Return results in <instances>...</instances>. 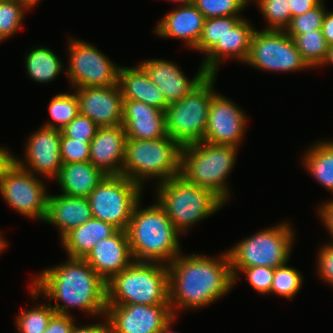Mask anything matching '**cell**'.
<instances>
[{"label": "cell", "mask_w": 333, "mask_h": 333, "mask_svg": "<svg viewBox=\"0 0 333 333\" xmlns=\"http://www.w3.org/2000/svg\"><path fill=\"white\" fill-rule=\"evenodd\" d=\"M135 205L126 230L134 261L170 264L182 251V234L157 203L143 208ZM142 207V208H140Z\"/></svg>", "instance_id": "cell-3"}, {"label": "cell", "mask_w": 333, "mask_h": 333, "mask_svg": "<svg viewBox=\"0 0 333 333\" xmlns=\"http://www.w3.org/2000/svg\"><path fill=\"white\" fill-rule=\"evenodd\" d=\"M317 213L320 216L319 219H321L331 235L330 238H332L331 242L333 243V199L327 200L326 202H323V204L321 203L320 206H318Z\"/></svg>", "instance_id": "cell-44"}, {"label": "cell", "mask_w": 333, "mask_h": 333, "mask_svg": "<svg viewBox=\"0 0 333 333\" xmlns=\"http://www.w3.org/2000/svg\"><path fill=\"white\" fill-rule=\"evenodd\" d=\"M65 263L46 268L30 282L33 300L46 297L56 314L70 315L78 308L90 316L103 318L107 308L106 282L84 258L67 257ZM64 303L60 305L59 303Z\"/></svg>", "instance_id": "cell-1"}, {"label": "cell", "mask_w": 333, "mask_h": 333, "mask_svg": "<svg viewBox=\"0 0 333 333\" xmlns=\"http://www.w3.org/2000/svg\"><path fill=\"white\" fill-rule=\"evenodd\" d=\"M322 247H319V251L317 253V266L316 270L318 272V276L325 282L328 283L329 286H333V243L328 242Z\"/></svg>", "instance_id": "cell-42"}, {"label": "cell", "mask_w": 333, "mask_h": 333, "mask_svg": "<svg viewBox=\"0 0 333 333\" xmlns=\"http://www.w3.org/2000/svg\"><path fill=\"white\" fill-rule=\"evenodd\" d=\"M321 2L322 0H290L291 18L312 10Z\"/></svg>", "instance_id": "cell-46"}, {"label": "cell", "mask_w": 333, "mask_h": 333, "mask_svg": "<svg viewBox=\"0 0 333 333\" xmlns=\"http://www.w3.org/2000/svg\"><path fill=\"white\" fill-rule=\"evenodd\" d=\"M217 75L205 79L181 100L169 104L164 111L168 136L181 147L203 141L208 122Z\"/></svg>", "instance_id": "cell-8"}, {"label": "cell", "mask_w": 333, "mask_h": 333, "mask_svg": "<svg viewBox=\"0 0 333 333\" xmlns=\"http://www.w3.org/2000/svg\"><path fill=\"white\" fill-rule=\"evenodd\" d=\"M14 155L5 146H0V178L5 169L13 162Z\"/></svg>", "instance_id": "cell-48"}, {"label": "cell", "mask_w": 333, "mask_h": 333, "mask_svg": "<svg viewBox=\"0 0 333 333\" xmlns=\"http://www.w3.org/2000/svg\"><path fill=\"white\" fill-rule=\"evenodd\" d=\"M36 176L13 160L0 178V195L19 214L44 222L49 194L45 181Z\"/></svg>", "instance_id": "cell-11"}, {"label": "cell", "mask_w": 333, "mask_h": 333, "mask_svg": "<svg viewBox=\"0 0 333 333\" xmlns=\"http://www.w3.org/2000/svg\"><path fill=\"white\" fill-rule=\"evenodd\" d=\"M168 274L169 304L175 316L180 310L209 306L234 287L227 250L214 258L180 253L168 264Z\"/></svg>", "instance_id": "cell-2"}, {"label": "cell", "mask_w": 333, "mask_h": 333, "mask_svg": "<svg viewBox=\"0 0 333 333\" xmlns=\"http://www.w3.org/2000/svg\"><path fill=\"white\" fill-rule=\"evenodd\" d=\"M247 117L231 99L215 93L209 109L204 142L239 147L247 129Z\"/></svg>", "instance_id": "cell-16"}, {"label": "cell", "mask_w": 333, "mask_h": 333, "mask_svg": "<svg viewBox=\"0 0 333 333\" xmlns=\"http://www.w3.org/2000/svg\"><path fill=\"white\" fill-rule=\"evenodd\" d=\"M194 6L204 15L206 19L241 16L248 3L245 0H193Z\"/></svg>", "instance_id": "cell-37"}, {"label": "cell", "mask_w": 333, "mask_h": 333, "mask_svg": "<svg viewBox=\"0 0 333 333\" xmlns=\"http://www.w3.org/2000/svg\"><path fill=\"white\" fill-rule=\"evenodd\" d=\"M155 185L157 203L182 235L225 204L212 191L187 182L181 175Z\"/></svg>", "instance_id": "cell-7"}, {"label": "cell", "mask_w": 333, "mask_h": 333, "mask_svg": "<svg viewBox=\"0 0 333 333\" xmlns=\"http://www.w3.org/2000/svg\"><path fill=\"white\" fill-rule=\"evenodd\" d=\"M139 65L162 92L168 105L181 100L209 75L201 65L190 79L175 62L166 59H147Z\"/></svg>", "instance_id": "cell-18"}, {"label": "cell", "mask_w": 333, "mask_h": 333, "mask_svg": "<svg viewBox=\"0 0 333 333\" xmlns=\"http://www.w3.org/2000/svg\"><path fill=\"white\" fill-rule=\"evenodd\" d=\"M204 15L194 4L181 5L171 10L155 27L161 38L180 39L186 47L195 49L205 22Z\"/></svg>", "instance_id": "cell-23"}, {"label": "cell", "mask_w": 333, "mask_h": 333, "mask_svg": "<svg viewBox=\"0 0 333 333\" xmlns=\"http://www.w3.org/2000/svg\"><path fill=\"white\" fill-rule=\"evenodd\" d=\"M30 9L31 7L22 0L0 1V43L19 31L25 12Z\"/></svg>", "instance_id": "cell-34"}, {"label": "cell", "mask_w": 333, "mask_h": 333, "mask_svg": "<svg viewBox=\"0 0 333 333\" xmlns=\"http://www.w3.org/2000/svg\"><path fill=\"white\" fill-rule=\"evenodd\" d=\"M245 1L249 4V3H251V1H253V0H245Z\"/></svg>", "instance_id": "cell-54"}, {"label": "cell", "mask_w": 333, "mask_h": 333, "mask_svg": "<svg viewBox=\"0 0 333 333\" xmlns=\"http://www.w3.org/2000/svg\"><path fill=\"white\" fill-rule=\"evenodd\" d=\"M25 3H27L31 8L35 7L37 3L40 2V0H22Z\"/></svg>", "instance_id": "cell-53"}, {"label": "cell", "mask_w": 333, "mask_h": 333, "mask_svg": "<svg viewBox=\"0 0 333 333\" xmlns=\"http://www.w3.org/2000/svg\"><path fill=\"white\" fill-rule=\"evenodd\" d=\"M51 302L41 303L21 311L16 318L15 326L18 333H43L50 319L55 315Z\"/></svg>", "instance_id": "cell-33"}, {"label": "cell", "mask_w": 333, "mask_h": 333, "mask_svg": "<svg viewBox=\"0 0 333 333\" xmlns=\"http://www.w3.org/2000/svg\"><path fill=\"white\" fill-rule=\"evenodd\" d=\"M328 64L333 66V44L328 46L327 56H326L325 61L322 64L321 68Z\"/></svg>", "instance_id": "cell-49"}, {"label": "cell", "mask_w": 333, "mask_h": 333, "mask_svg": "<svg viewBox=\"0 0 333 333\" xmlns=\"http://www.w3.org/2000/svg\"><path fill=\"white\" fill-rule=\"evenodd\" d=\"M84 259L108 282L134 261L127 232L117 230L107 239L100 240Z\"/></svg>", "instance_id": "cell-19"}, {"label": "cell", "mask_w": 333, "mask_h": 333, "mask_svg": "<svg viewBox=\"0 0 333 333\" xmlns=\"http://www.w3.org/2000/svg\"><path fill=\"white\" fill-rule=\"evenodd\" d=\"M254 1V0H253ZM268 26L263 30L284 31L291 20L290 0H255Z\"/></svg>", "instance_id": "cell-35"}, {"label": "cell", "mask_w": 333, "mask_h": 333, "mask_svg": "<svg viewBox=\"0 0 333 333\" xmlns=\"http://www.w3.org/2000/svg\"><path fill=\"white\" fill-rule=\"evenodd\" d=\"M143 188L123 175H106L87 197L92 218L126 231Z\"/></svg>", "instance_id": "cell-10"}, {"label": "cell", "mask_w": 333, "mask_h": 333, "mask_svg": "<svg viewBox=\"0 0 333 333\" xmlns=\"http://www.w3.org/2000/svg\"><path fill=\"white\" fill-rule=\"evenodd\" d=\"M117 230L109 223L91 218L83 225L68 232L60 243L68 257L85 258L100 240L107 239Z\"/></svg>", "instance_id": "cell-27"}, {"label": "cell", "mask_w": 333, "mask_h": 333, "mask_svg": "<svg viewBox=\"0 0 333 333\" xmlns=\"http://www.w3.org/2000/svg\"><path fill=\"white\" fill-rule=\"evenodd\" d=\"M238 150L204 141L183 146L180 175L187 182L212 191L226 204L231 197L227 178L235 166Z\"/></svg>", "instance_id": "cell-4"}, {"label": "cell", "mask_w": 333, "mask_h": 333, "mask_svg": "<svg viewBox=\"0 0 333 333\" xmlns=\"http://www.w3.org/2000/svg\"><path fill=\"white\" fill-rule=\"evenodd\" d=\"M234 277V285L238 281L239 274L244 273L248 284L259 294L269 295L273 281L275 268L256 266L251 268H231ZM237 280V281H236Z\"/></svg>", "instance_id": "cell-39"}, {"label": "cell", "mask_w": 333, "mask_h": 333, "mask_svg": "<svg viewBox=\"0 0 333 333\" xmlns=\"http://www.w3.org/2000/svg\"><path fill=\"white\" fill-rule=\"evenodd\" d=\"M99 126L87 116L78 114L61 133L68 138L82 140L83 142H91L96 136Z\"/></svg>", "instance_id": "cell-41"}, {"label": "cell", "mask_w": 333, "mask_h": 333, "mask_svg": "<svg viewBox=\"0 0 333 333\" xmlns=\"http://www.w3.org/2000/svg\"><path fill=\"white\" fill-rule=\"evenodd\" d=\"M256 28L251 22L242 18L223 38L222 43H216L204 56L200 63L205 71L217 75L219 65L227 59H236L245 63L249 56L251 40ZM230 57V58H229Z\"/></svg>", "instance_id": "cell-21"}, {"label": "cell", "mask_w": 333, "mask_h": 333, "mask_svg": "<svg viewBox=\"0 0 333 333\" xmlns=\"http://www.w3.org/2000/svg\"><path fill=\"white\" fill-rule=\"evenodd\" d=\"M26 142L24 159L14 156V161L27 171L55 179L63 163L60 156L61 130L41 126L33 131Z\"/></svg>", "instance_id": "cell-15"}, {"label": "cell", "mask_w": 333, "mask_h": 333, "mask_svg": "<svg viewBox=\"0 0 333 333\" xmlns=\"http://www.w3.org/2000/svg\"><path fill=\"white\" fill-rule=\"evenodd\" d=\"M90 143L65 137L61 133L60 156L63 164L89 162Z\"/></svg>", "instance_id": "cell-40"}, {"label": "cell", "mask_w": 333, "mask_h": 333, "mask_svg": "<svg viewBox=\"0 0 333 333\" xmlns=\"http://www.w3.org/2000/svg\"><path fill=\"white\" fill-rule=\"evenodd\" d=\"M170 1H173L174 3H177L178 6L188 5V4H192L193 3V0H170Z\"/></svg>", "instance_id": "cell-52"}, {"label": "cell", "mask_w": 333, "mask_h": 333, "mask_svg": "<svg viewBox=\"0 0 333 333\" xmlns=\"http://www.w3.org/2000/svg\"><path fill=\"white\" fill-rule=\"evenodd\" d=\"M111 333H159L174 316L170 304L107 305Z\"/></svg>", "instance_id": "cell-14"}, {"label": "cell", "mask_w": 333, "mask_h": 333, "mask_svg": "<svg viewBox=\"0 0 333 333\" xmlns=\"http://www.w3.org/2000/svg\"><path fill=\"white\" fill-rule=\"evenodd\" d=\"M322 34L326 39L328 45L333 44V12H325L322 23Z\"/></svg>", "instance_id": "cell-47"}, {"label": "cell", "mask_w": 333, "mask_h": 333, "mask_svg": "<svg viewBox=\"0 0 333 333\" xmlns=\"http://www.w3.org/2000/svg\"><path fill=\"white\" fill-rule=\"evenodd\" d=\"M245 64L270 72H299L310 67L285 31L255 30Z\"/></svg>", "instance_id": "cell-12"}, {"label": "cell", "mask_w": 333, "mask_h": 333, "mask_svg": "<svg viewBox=\"0 0 333 333\" xmlns=\"http://www.w3.org/2000/svg\"><path fill=\"white\" fill-rule=\"evenodd\" d=\"M126 134L122 125L99 127L90 143V160L106 175H122Z\"/></svg>", "instance_id": "cell-20"}, {"label": "cell", "mask_w": 333, "mask_h": 333, "mask_svg": "<svg viewBox=\"0 0 333 333\" xmlns=\"http://www.w3.org/2000/svg\"><path fill=\"white\" fill-rule=\"evenodd\" d=\"M242 18L240 16H226L205 19L201 36L194 50L205 55L216 43H222L228 31Z\"/></svg>", "instance_id": "cell-32"}, {"label": "cell", "mask_w": 333, "mask_h": 333, "mask_svg": "<svg viewBox=\"0 0 333 333\" xmlns=\"http://www.w3.org/2000/svg\"><path fill=\"white\" fill-rule=\"evenodd\" d=\"M313 144L306 149L302 164L319 184L333 193V140Z\"/></svg>", "instance_id": "cell-28"}, {"label": "cell", "mask_w": 333, "mask_h": 333, "mask_svg": "<svg viewBox=\"0 0 333 333\" xmlns=\"http://www.w3.org/2000/svg\"><path fill=\"white\" fill-rule=\"evenodd\" d=\"M288 265L287 262L275 268L270 294L293 299L302 287L303 276L299 270Z\"/></svg>", "instance_id": "cell-36"}, {"label": "cell", "mask_w": 333, "mask_h": 333, "mask_svg": "<svg viewBox=\"0 0 333 333\" xmlns=\"http://www.w3.org/2000/svg\"><path fill=\"white\" fill-rule=\"evenodd\" d=\"M102 322L89 325H75L71 333H111V328L106 316L103 317ZM104 320V322H103Z\"/></svg>", "instance_id": "cell-45"}, {"label": "cell", "mask_w": 333, "mask_h": 333, "mask_svg": "<svg viewBox=\"0 0 333 333\" xmlns=\"http://www.w3.org/2000/svg\"><path fill=\"white\" fill-rule=\"evenodd\" d=\"M297 50L310 69L321 67L326 59L328 44L322 30H313L293 37Z\"/></svg>", "instance_id": "cell-30"}, {"label": "cell", "mask_w": 333, "mask_h": 333, "mask_svg": "<svg viewBox=\"0 0 333 333\" xmlns=\"http://www.w3.org/2000/svg\"><path fill=\"white\" fill-rule=\"evenodd\" d=\"M118 85L123 100L141 101L162 111L168 107L162 92L139 64L134 67L120 66Z\"/></svg>", "instance_id": "cell-25"}, {"label": "cell", "mask_w": 333, "mask_h": 333, "mask_svg": "<svg viewBox=\"0 0 333 333\" xmlns=\"http://www.w3.org/2000/svg\"><path fill=\"white\" fill-rule=\"evenodd\" d=\"M294 233L292 225L286 221L242 239L227 250L231 268L284 265L291 257Z\"/></svg>", "instance_id": "cell-9"}, {"label": "cell", "mask_w": 333, "mask_h": 333, "mask_svg": "<svg viewBox=\"0 0 333 333\" xmlns=\"http://www.w3.org/2000/svg\"><path fill=\"white\" fill-rule=\"evenodd\" d=\"M181 149L168 135L152 140L126 139L122 175L142 188L151 178L157 179L159 184L177 177L180 175Z\"/></svg>", "instance_id": "cell-6"}, {"label": "cell", "mask_w": 333, "mask_h": 333, "mask_svg": "<svg viewBox=\"0 0 333 333\" xmlns=\"http://www.w3.org/2000/svg\"><path fill=\"white\" fill-rule=\"evenodd\" d=\"M122 112L126 139L152 140L167 136L164 111L141 101L123 100Z\"/></svg>", "instance_id": "cell-22"}, {"label": "cell", "mask_w": 333, "mask_h": 333, "mask_svg": "<svg viewBox=\"0 0 333 333\" xmlns=\"http://www.w3.org/2000/svg\"><path fill=\"white\" fill-rule=\"evenodd\" d=\"M7 247V241L4 237L0 234V254L4 252V249Z\"/></svg>", "instance_id": "cell-51"}, {"label": "cell", "mask_w": 333, "mask_h": 333, "mask_svg": "<svg viewBox=\"0 0 333 333\" xmlns=\"http://www.w3.org/2000/svg\"><path fill=\"white\" fill-rule=\"evenodd\" d=\"M107 286V305L169 304L168 265L159 262L133 261Z\"/></svg>", "instance_id": "cell-5"}, {"label": "cell", "mask_w": 333, "mask_h": 333, "mask_svg": "<svg viewBox=\"0 0 333 333\" xmlns=\"http://www.w3.org/2000/svg\"><path fill=\"white\" fill-rule=\"evenodd\" d=\"M67 79L72 88L114 86L118 84L119 65L91 43L69 37Z\"/></svg>", "instance_id": "cell-13"}, {"label": "cell", "mask_w": 333, "mask_h": 333, "mask_svg": "<svg viewBox=\"0 0 333 333\" xmlns=\"http://www.w3.org/2000/svg\"><path fill=\"white\" fill-rule=\"evenodd\" d=\"M105 176L91 162H77L63 164L54 181H57L62 194L87 198Z\"/></svg>", "instance_id": "cell-26"}, {"label": "cell", "mask_w": 333, "mask_h": 333, "mask_svg": "<svg viewBox=\"0 0 333 333\" xmlns=\"http://www.w3.org/2000/svg\"><path fill=\"white\" fill-rule=\"evenodd\" d=\"M79 113L99 127L120 126L123 123V99L119 85L74 89Z\"/></svg>", "instance_id": "cell-17"}, {"label": "cell", "mask_w": 333, "mask_h": 333, "mask_svg": "<svg viewBox=\"0 0 333 333\" xmlns=\"http://www.w3.org/2000/svg\"><path fill=\"white\" fill-rule=\"evenodd\" d=\"M175 318H177V316H173L166 324L165 326L162 328V330L159 333H178L175 332L171 329L172 324H174V320Z\"/></svg>", "instance_id": "cell-50"}, {"label": "cell", "mask_w": 333, "mask_h": 333, "mask_svg": "<svg viewBox=\"0 0 333 333\" xmlns=\"http://www.w3.org/2000/svg\"><path fill=\"white\" fill-rule=\"evenodd\" d=\"M24 59L27 75L40 84L54 81L64 69L63 62L49 47L32 48Z\"/></svg>", "instance_id": "cell-29"}, {"label": "cell", "mask_w": 333, "mask_h": 333, "mask_svg": "<svg viewBox=\"0 0 333 333\" xmlns=\"http://www.w3.org/2000/svg\"><path fill=\"white\" fill-rule=\"evenodd\" d=\"M91 218V209L86 197H72L62 193L49 194L44 222L59 229L60 240L72 229L83 225Z\"/></svg>", "instance_id": "cell-24"}, {"label": "cell", "mask_w": 333, "mask_h": 333, "mask_svg": "<svg viewBox=\"0 0 333 333\" xmlns=\"http://www.w3.org/2000/svg\"><path fill=\"white\" fill-rule=\"evenodd\" d=\"M74 316L55 314L43 333H71L74 326Z\"/></svg>", "instance_id": "cell-43"}, {"label": "cell", "mask_w": 333, "mask_h": 333, "mask_svg": "<svg viewBox=\"0 0 333 333\" xmlns=\"http://www.w3.org/2000/svg\"><path fill=\"white\" fill-rule=\"evenodd\" d=\"M51 121L42 126L62 130L79 114V102L76 93H60L55 95L48 106Z\"/></svg>", "instance_id": "cell-31"}, {"label": "cell", "mask_w": 333, "mask_h": 333, "mask_svg": "<svg viewBox=\"0 0 333 333\" xmlns=\"http://www.w3.org/2000/svg\"><path fill=\"white\" fill-rule=\"evenodd\" d=\"M325 2L322 1L318 6L302 15L291 18L289 25L284 30L287 35L293 38L295 35L313 30H321L323 18L326 12Z\"/></svg>", "instance_id": "cell-38"}]
</instances>
